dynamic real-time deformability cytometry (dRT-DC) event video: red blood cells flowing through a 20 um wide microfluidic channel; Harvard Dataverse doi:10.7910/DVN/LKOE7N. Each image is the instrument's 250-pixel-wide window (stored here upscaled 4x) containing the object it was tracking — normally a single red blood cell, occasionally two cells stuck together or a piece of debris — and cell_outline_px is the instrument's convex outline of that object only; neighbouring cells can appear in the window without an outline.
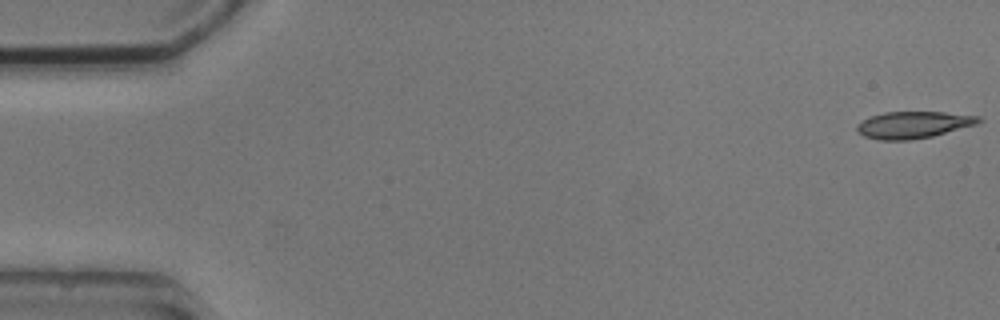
{"species": "common noctule bat (a hibernating species)", "species_latin": "Nyctalus noctula", "temperature_condition": "cold", "stored_images_in_passage": 7, "camera_frame_rate_fps": 3000, "um_per_image_px": 0.085, "animal": {"sex": "male", "body_mass_g": 20.5, "forearm_length_mm": 52.5}, "frame": {"image": 1, "passage_image": 1, "time_ms": 0.0, "image_size_px": [1000, 320], "cell_outline_px": [[984, 120], [976, 124], [932, 136], [912, 140], [880, 140], [864, 136], [856, 128], [856, 124], [872, 116], [884, 112], [944, 112], [980, 116]], "centroid_in_image_um": [77.65, 10.61], "position_along_channel_um": 7.3, "area_um2": 18.9}}